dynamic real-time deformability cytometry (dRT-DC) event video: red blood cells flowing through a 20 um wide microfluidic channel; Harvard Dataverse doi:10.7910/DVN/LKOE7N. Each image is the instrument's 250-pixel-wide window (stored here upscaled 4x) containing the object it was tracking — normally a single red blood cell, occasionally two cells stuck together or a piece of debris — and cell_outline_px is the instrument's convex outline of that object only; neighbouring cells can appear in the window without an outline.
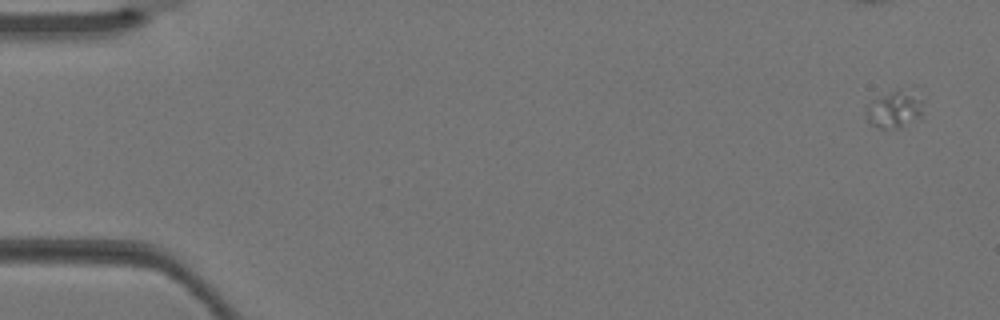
{"species": "Egyptian fruit bat (a non-hibernating species)", "species_latin": "Rousettus aegyptiacus", "temperature_condition": "warm", "stored_images_in_passage": 5, "camera_frame_rate_fps": 3000, "um_per_image_px": 0.085, "animal": {"sex": "female"}, "frame": {"image": 1, "passage_image": 1, "time_ms": 0.0, "image_size_px": [1000, 320], "cell_outline_px": [[924, 100], [920, 116], [896, 128], [876, 128], [864, 116], [864, 112], [868, 104], [872, 100], [896, 88], [912, 84], [924, 96]], "centroid_in_image_um": [76.1, 9.15], "position_along_channel_um": 8.9, "area_um2": 13.24}}